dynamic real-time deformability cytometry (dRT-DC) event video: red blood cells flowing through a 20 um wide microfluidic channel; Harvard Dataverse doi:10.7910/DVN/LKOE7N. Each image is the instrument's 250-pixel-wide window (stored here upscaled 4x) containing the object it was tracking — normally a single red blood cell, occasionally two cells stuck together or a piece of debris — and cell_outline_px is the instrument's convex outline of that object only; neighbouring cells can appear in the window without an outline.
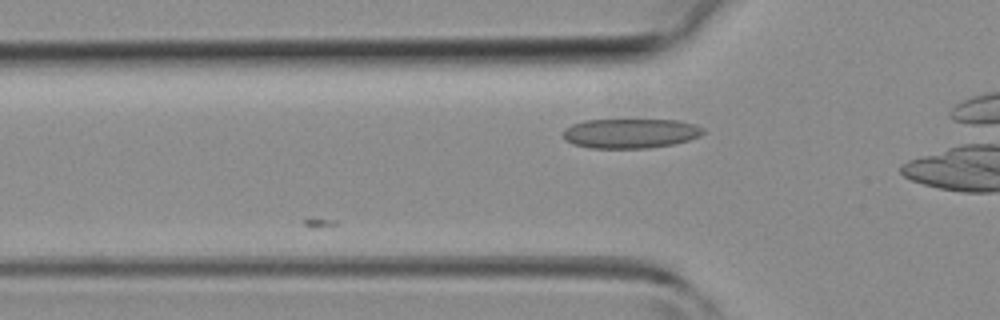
{"species": "common noctule bat (a hibernating species)", "species_latin": "Nyctalus noctula", "temperature_condition": "room temperature", "stored_images_in_passage": 4, "camera_frame_rate_fps": 3000, "um_per_image_px": 0.085, "animal": {"sex": "female", "body_mass_g": 19.3, "forearm_length_mm": 54.1}, "frame": {"image": 1, "passage_image": 4, "time_ms": 1.0, "image_size_px": [1000, 320], "cell_outline_px": [[704, 132], [700, 136], [688, 140], [672, 144], [648, 148], [592, 148], [572, 144], [564, 140], [564, 128], [572, 124], [584, 120], [680, 120], [696, 124], [704, 128]], "centroid_in_image_um": [53.59, 11.33], "position_along_channel_um": 72.2, "area_um2": 24.28}}